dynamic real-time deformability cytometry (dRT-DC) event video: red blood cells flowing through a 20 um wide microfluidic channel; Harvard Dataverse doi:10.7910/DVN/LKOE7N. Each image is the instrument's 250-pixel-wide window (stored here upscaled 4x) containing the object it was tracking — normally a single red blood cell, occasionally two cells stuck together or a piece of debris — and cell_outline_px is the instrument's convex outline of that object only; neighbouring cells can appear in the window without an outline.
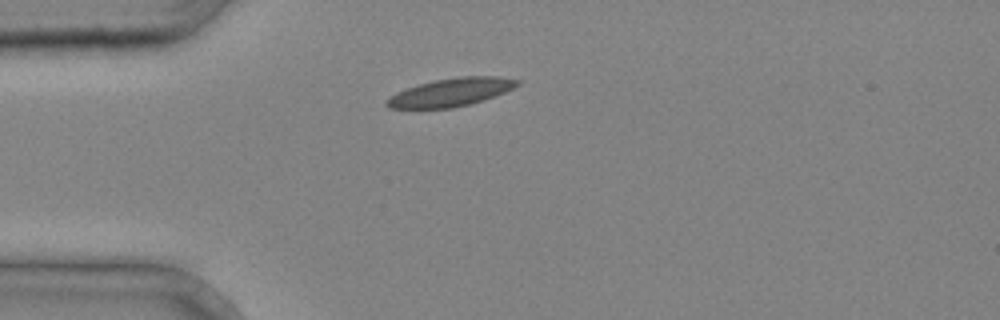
{"species": "common noctule bat (a hibernating species)", "species_latin": "Nyctalus noctula", "temperature_condition": "cold", "stored_images_in_passage": 1, "camera_frame_rate_fps": 3000, "um_per_image_px": 0.085, "animal": {"sex": "male", "body_mass_g": 20.4}, "frame": {"image": 1, "passage_image": 1, "time_ms": 0.0, "image_size_px": [1000, 320], "cell_outline_px": [[520, 84], [504, 92], [484, 100], [452, 108], [388, 108], [384, 104], [396, 92], [420, 84], [436, 80], [460, 76], [500, 76], [520, 80]], "centroid_in_image_um": [38.36, 7.84], "position_along_channel_um": 46.6, "area_um2": 21.1}}